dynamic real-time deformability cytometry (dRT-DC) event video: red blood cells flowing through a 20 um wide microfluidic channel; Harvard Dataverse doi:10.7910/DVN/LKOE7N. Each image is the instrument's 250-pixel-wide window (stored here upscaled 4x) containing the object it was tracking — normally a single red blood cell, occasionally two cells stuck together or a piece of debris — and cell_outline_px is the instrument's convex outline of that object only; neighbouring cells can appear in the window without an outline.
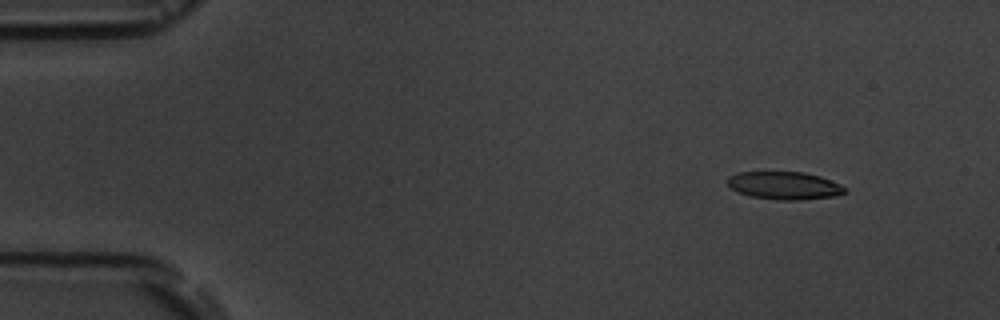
{"species": "common noctule bat (a hibernating species)", "species_latin": "Nyctalus noctula", "temperature_condition": "room temperature", "stored_images_in_passage": 4, "camera_frame_rate_fps": 3000, "um_per_image_px": 0.085, "animal": {"sex": "male", "body_mass_g": 19.5, "forearm_length_mm": 54.6}, "frame": {"image": 1, "passage_image": 2, "time_ms": 1.0, "image_size_px": [1000, 320], "cell_outline_px": [[848, 192], [836, 196], [800, 200], [780, 200], [752, 196], [740, 192], [732, 188], [728, 184], [728, 176], [736, 172], [804, 172], [820, 176], [840, 184], [848, 188]], "centroid_in_image_um": [66.73, 15.77], "position_along_channel_um": 18.3, "area_um2": 19.02}}